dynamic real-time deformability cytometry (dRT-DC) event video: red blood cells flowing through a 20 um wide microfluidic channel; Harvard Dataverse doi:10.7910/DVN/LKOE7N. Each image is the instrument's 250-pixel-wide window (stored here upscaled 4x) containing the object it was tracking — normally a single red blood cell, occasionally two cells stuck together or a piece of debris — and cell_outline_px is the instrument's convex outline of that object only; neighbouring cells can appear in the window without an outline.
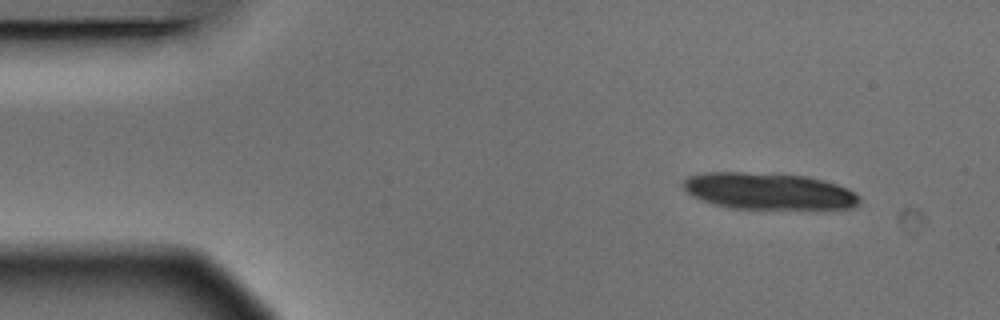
{"species": "Egyptian fruit bat (a non-hibernating species)", "species_latin": "Rousettus aegyptiacus", "temperature_condition": "warm", "stored_images_in_passage": 4, "camera_frame_rate_fps": 3000, "um_per_image_px": 0.085, "animal": {"sex": "male"}, "frame": {"image": 1, "passage_image": 1, "time_ms": 0.0, "image_size_px": [1000, 320], "cell_outline_px": [[860, 200], [852, 208], [732, 208], [716, 204], [692, 196], [684, 188], [684, 180], [688, 176], [704, 172], [744, 172], [808, 176], [824, 180], [848, 188], [860, 196]], "centroid_in_image_um": [65.34, 16.23], "position_along_channel_um": 19.7, "area_um2": 37.17}}